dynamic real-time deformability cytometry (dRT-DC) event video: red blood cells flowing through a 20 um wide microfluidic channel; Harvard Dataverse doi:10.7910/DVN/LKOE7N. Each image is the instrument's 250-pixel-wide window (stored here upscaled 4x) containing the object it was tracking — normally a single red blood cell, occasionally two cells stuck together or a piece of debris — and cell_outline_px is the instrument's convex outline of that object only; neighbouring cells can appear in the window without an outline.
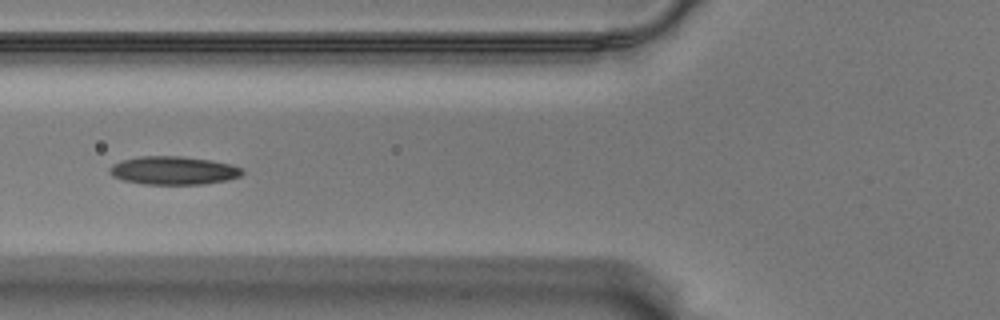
{"species": "Egyptian fruit bat (a non-hibernating species)", "species_latin": "Rousettus aegyptiacus", "temperature_condition": "warm", "stored_images_in_passage": 24, "camera_frame_rate_fps": 3000, "um_per_image_px": 0.085, "animal": {"sex": "male"}, "frame": {"image": 1, "passage_image": 4, "time_ms": 1.0, "image_size_px": [1000, 320], "cell_outline_px": [[244, 172], [240, 176], [228, 180], [204, 184], [144, 184], [124, 180], [112, 176], [108, 172], [108, 168], [112, 164], [120, 160], [140, 156], [184, 156], [212, 160], [232, 164], [240, 168]], "centroid_in_image_um": [14.73, 14.48], "position_along_channel_um": 111.1, "area_um2": 22.08}}
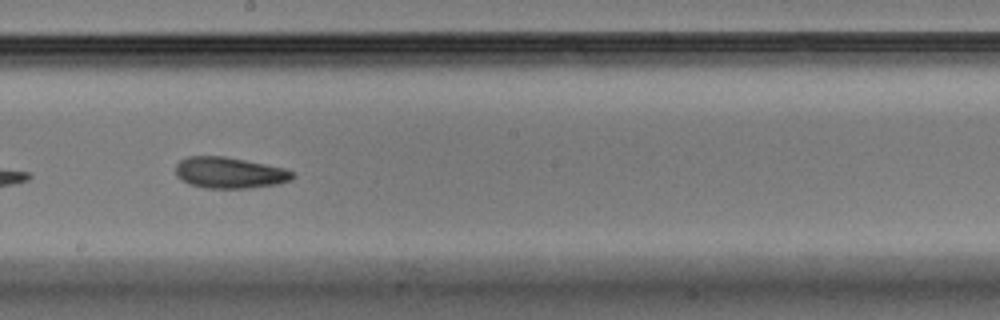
{"frame": {"image": 2, "passage_image": 14, "time_ms": 4.333, "image_size_px": [1000, 320], "cell_outline_px": [[296, 176], [292, 180], [280, 184], [248, 188], [204, 188], [188, 184], [180, 180], [176, 176], [176, 164], [180, 160], [188, 156], [224, 156], [284, 168], [292, 172]], "centroid_in_image_um": [19.49, 14.69], "position_along_channel_um": 228.7, "area_um2": 21.39}}
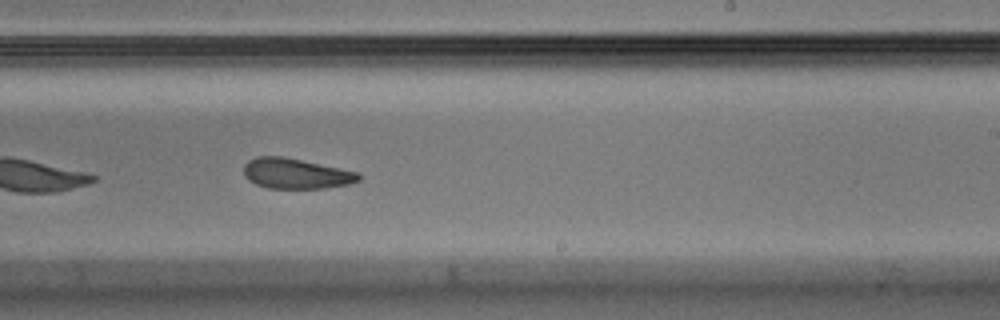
{"frame": {"image": 3, "passage_image": 17, "time_ms": 5.333, "image_size_px": [1000, 320], "cell_outline_px": [[360, 180], [348, 184], [324, 188], [268, 188], [256, 184], [248, 180], [244, 176], [244, 164], [248, 160], [256, 156], [280, 156], [340, 168], [356, 172], [360, 176]], "centroid_in_image_um": [25.1, 14.75], "position_along_channel_um": 263.9, "area_um2": 20.11}}